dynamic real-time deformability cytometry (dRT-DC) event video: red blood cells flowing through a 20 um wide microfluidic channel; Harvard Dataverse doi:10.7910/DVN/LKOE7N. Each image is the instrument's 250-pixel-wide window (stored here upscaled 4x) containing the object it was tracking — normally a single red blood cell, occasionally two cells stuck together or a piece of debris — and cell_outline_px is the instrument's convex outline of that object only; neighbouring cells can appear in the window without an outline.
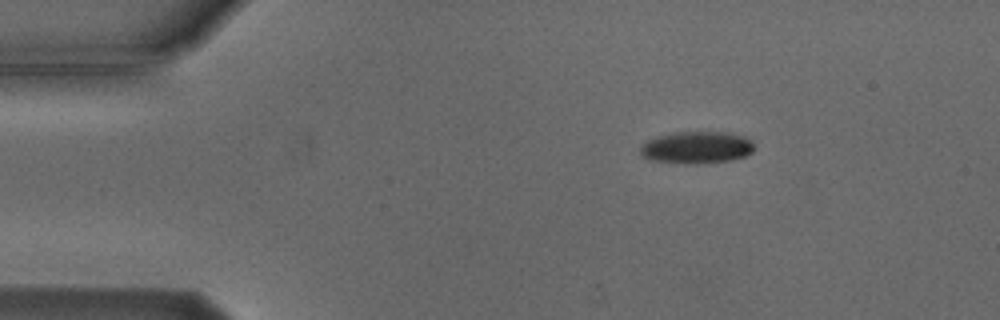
{"species": "Egyptian fruit bat (a non-hibernating species)", "species_latin": "Rousettus aegyptiacus", "temperature_condition": "cold", "stored_images_in_passage": 3, "camera_frame_rate_fps": 3000, "um_per_image_px": 0.085, "animal": {"sex": "male"}, "frame": {"image": 1, "passage_image": 1, "time_ms": 0.0, "image_size_px": [1000, 320], "cell_outline_px": [[752, 152], [744, 156], [732, 160], [696, 164], [652, 160], [644, 156], [640, 152], [640, 148], [648, 140], [656, 136], [676, 132], [728, 132], [744, 136], [752, 140]], "centroid_in_image_um": [59.24, 12.52], "position_along_channel_um": 25.8, "area_um2": 21.1}}